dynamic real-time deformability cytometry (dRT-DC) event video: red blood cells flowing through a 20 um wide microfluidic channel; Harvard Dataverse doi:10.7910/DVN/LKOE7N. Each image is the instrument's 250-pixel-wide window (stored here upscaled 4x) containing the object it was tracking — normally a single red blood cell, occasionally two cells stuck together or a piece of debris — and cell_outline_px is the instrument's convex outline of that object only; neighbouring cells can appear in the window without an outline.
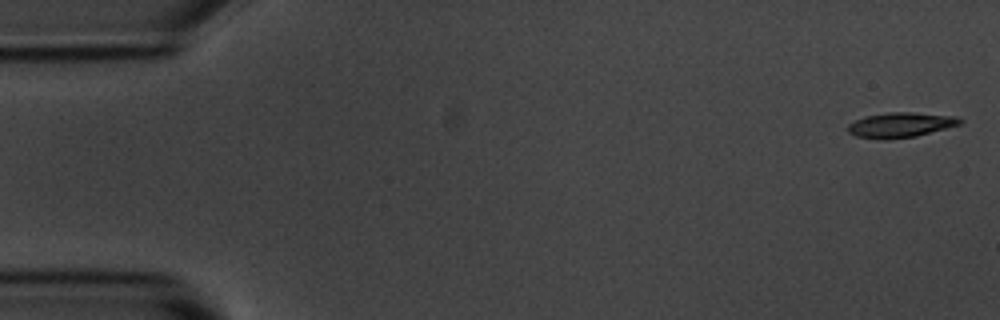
{"species": "common noctule bat (a hibernating species)", "species_latin": "Nyctalus noctula", "temperature_condition": "room temperature", "stored_images_in_passage": 53, "camera_frame_rate_fps": 3000, "um_per_image_px": 0.085, "animal": {"sex": "male", "body_mass_g": 20.1, "forearm_length_mm": 53.5}, "frame": {"image": 1, "passage_image": 1, "time_ms": 0.0, "image_size_px": [1000, 320], "cell_outline_px": [[964, 120], [960, 124], [916, 136], [880, 140], [856, 136], [848, 132], [848, 124], [864, 116], [888, 112], [912, 112], [956, 116]], "centroid_in_image_um": [76.53, 10.61], "position_along_channel_um": 8.5, "area_um2": 16.3}}
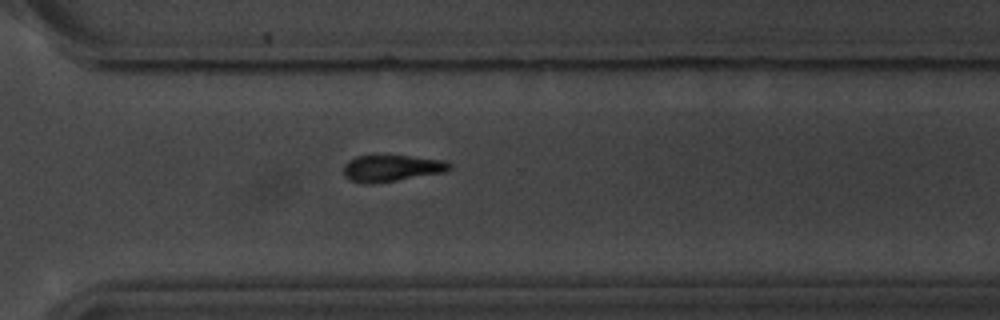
{"frame": {"image": 2, "passage_image": 38, "time_ms": 12.333, "image_size_px": [1000, 320], "cell_outline_px": [[452, 168], [444, 172], [372, 184], [364, 184], [348, 180], [344, 176], [344, 164], [348, 160], [356, 156], [408, 156], [444, 160], [452, 164]], "centroid_in_image_um": [33.26, 14.3], "position_along_channel_um": 337.3, "area_um2": 16.36}}
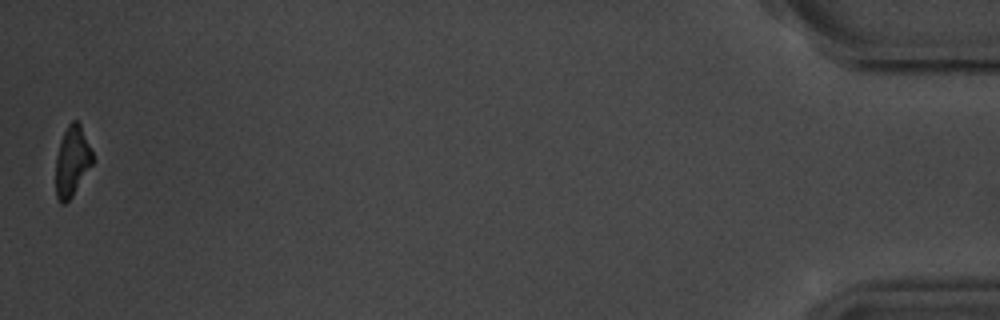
{"frame": {"image": 3, "passage_image": 53, "time_ms": 17.333, "image_size_px": [1000, 320], "cell_outline_px": [[92, 164], [72, 196], [64, 204], [60, 204], [56, 196], [56, 156], [60, 140], [68, 124], [72, 120], [76, 120], [80, 124], [92, 152]], "centroid_in_image_um": [6.1, 13.7], "position_along_channel_um": 429.1, "area_um2": 14.85}, "authors_computed_cell_mechanics": {"area_um2": 16.7042, "velocity_mm_per_s": 3.7162, "shape_relaxation_time_tau1_ms": 2.2484, "shape_relaxation_time_tau2_ms": null, "deformation_change_tau1": 0.1314, "deformation_change_tau2": null}}